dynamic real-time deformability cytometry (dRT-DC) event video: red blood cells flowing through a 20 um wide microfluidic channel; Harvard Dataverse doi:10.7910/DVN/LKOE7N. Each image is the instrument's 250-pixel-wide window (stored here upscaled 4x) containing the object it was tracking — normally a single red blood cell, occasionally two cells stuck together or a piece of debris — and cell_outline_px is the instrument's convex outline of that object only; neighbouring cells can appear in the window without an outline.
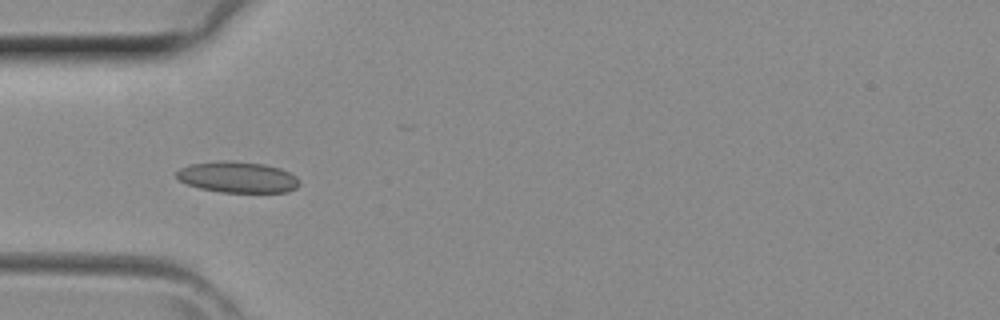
{"species": "common noctule bat (a hibernating species)", "species_latin": "Nyctalus noctula", "temperature_condition": "room temperature", "stored_images_in_passage": 28, "camera_frame_rate_fps": 3000, "um_per_image_px": 0.085, "animal": {"sex": "female", "body_mass_g": 29.2, "forearm_length_mm": 56.3}, "frame": {"image": 1, "passage_image": 3, "time_ms": 0.667, "image_size_px": [1000, 320], "cell_outline_px": [[300, 184], [296, 188], [288, 192], [220, 192], [200, 188], [188, 184], [180, 180], [176, 176], [176, 172], [180, 168], [192, 164], [224, 160], [232, 160], [264, 164], [280, 168], [296, 176], [300, 180]], "centroid_in_image_um": [20.23, 15.05], "position_along_channel_um": 64.8, "area_um2": 22.25}}
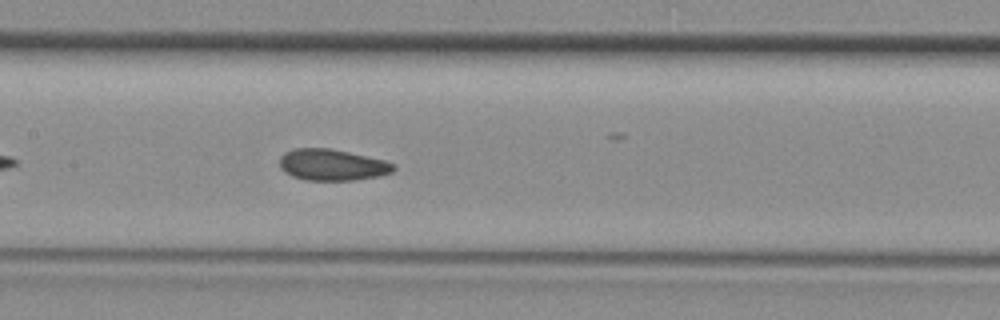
{"frame": {"image": 2, "passage_image": 10, "time_ms": 3.0, "image_size_px": [1000, 320], "cell_outline_px": [[396, 168], [392, 172], [380, 176], [352, 180], [304, 180], [292, 176], [284, 172], [280, 168], [280, 156], [284, 152], [296, 148], [328, 148], [348, 152], [384, 160], [396, 164]], "centroid_in_image_um": [28.22, 14.01], "position_along_channel_um": 179.2, "area_um2": 20.87}}
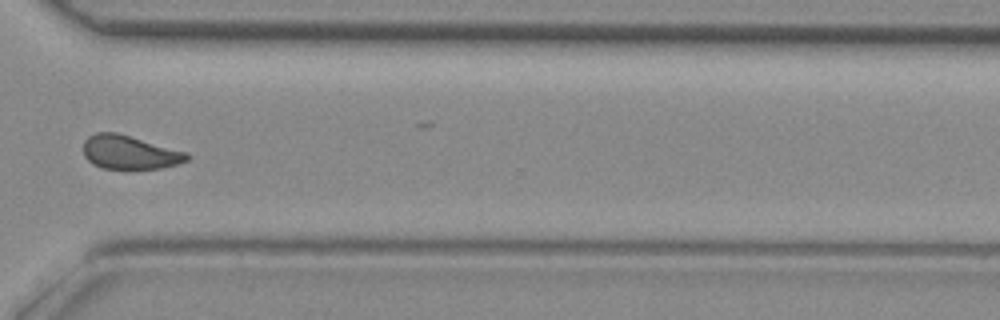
{"frame": {"image": 3, "passage_image": 21, "time_ms": 6.667, "image_size_px": [1000, 320], "cell_outline_px": [[188, 160], [176, 164], [160, 168], [100, 168], [92, 164], [84, 156], [84, 140], [88, 136], [96, 132], [116, 132], [188, 152]], "centroid_in_image_um": [10.99, 12.93], "position_along_channel_um": 359.6, "area_um2": 20.23}}